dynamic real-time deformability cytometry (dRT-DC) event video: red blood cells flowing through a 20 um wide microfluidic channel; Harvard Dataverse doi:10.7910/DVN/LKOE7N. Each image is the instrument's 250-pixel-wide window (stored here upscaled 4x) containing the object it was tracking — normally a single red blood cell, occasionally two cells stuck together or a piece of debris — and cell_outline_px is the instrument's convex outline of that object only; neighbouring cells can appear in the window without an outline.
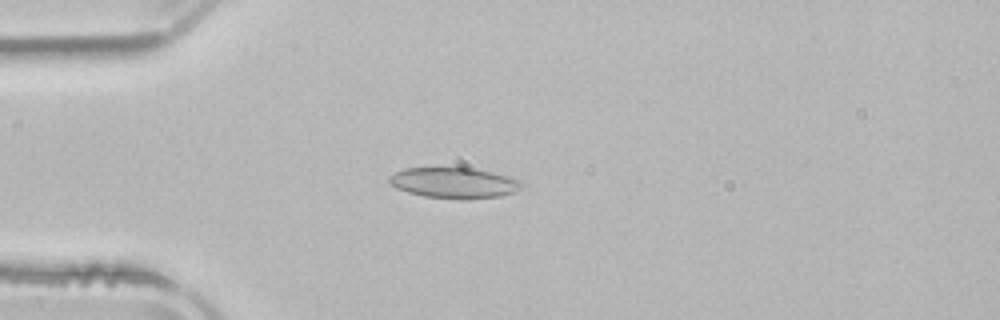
{"species": "common noctule bat (a hibernating species)", "species_latin": "Nyctalus noctula", "temperature_condition": "room temperature", "stored_images_in_passage": 3, "camera_frame_rate_fps": 3000, "um_per_image_px": 0.085, "animal": {"sex": "male", "body_mass_g": 21.5, "forearm_length_mm": 52.0}, "frame": {"image": 1, "passage_image": 3, "time_ms": 2.333, "image_size_px": [1000, 320], "cell_outline_px": [[528, 184], [516, 192], [500, 196], [424, 196], [408, 192], [396, 188], [388, 184], [388, 176], [404, 168], [472, 168], [492, 172], [524, 180]], "centroid_in_image_um": [38.63, 15.49], "position_along_channel_um": 46.4, "area_um2": 23.06}}